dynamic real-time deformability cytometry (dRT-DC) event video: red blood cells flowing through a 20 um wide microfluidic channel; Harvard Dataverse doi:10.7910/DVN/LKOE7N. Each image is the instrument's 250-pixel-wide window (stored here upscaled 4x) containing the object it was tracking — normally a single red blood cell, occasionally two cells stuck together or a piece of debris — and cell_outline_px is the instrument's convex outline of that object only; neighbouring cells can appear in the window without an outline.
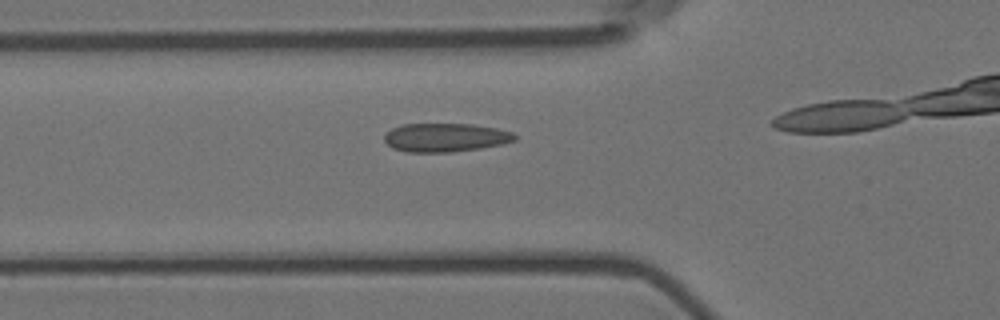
{"species": "Egyptian fruit bat (a non-hibernating species)", "species_latin": "Rousettus aegyptiacus", "temperature_condition": "room temperature", "stored_images_in_passage": 15, "camera_frame_rate_fps": 3000, "um_per_image_px": 0.085, "animal": {"sex": "female"}, "frame": {"image": 1, "passage_image": 11, "time_ms": 3.333, "image_size_px": [1000, 320], "cell_outline_px": [[516, 140], [500, 144], [480, 148], [452, 152], [404, 152], [392, 148], [384, 140], [384, 136], [392, 128], [404, 124], [472, 124], [496, 128], [512, 132], [516, 136]], "centroid_in_image_um": [37.84, 11.69], "position_along_channel_um": 88.0, "area_um2": 21.68}}